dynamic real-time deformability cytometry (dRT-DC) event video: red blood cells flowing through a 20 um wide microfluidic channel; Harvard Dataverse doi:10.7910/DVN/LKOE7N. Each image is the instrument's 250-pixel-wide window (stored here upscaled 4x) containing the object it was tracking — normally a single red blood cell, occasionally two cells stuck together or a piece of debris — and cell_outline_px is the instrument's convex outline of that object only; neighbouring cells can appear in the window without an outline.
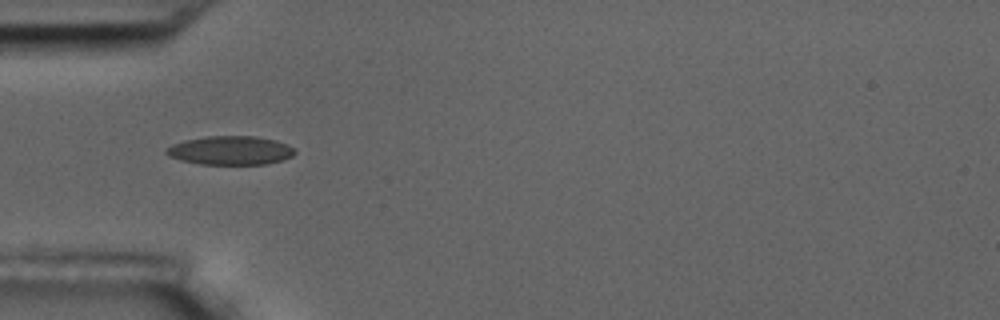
{"species": "common noctule bat (a hibernating species)", "species_latin": "Nyctalus noctula", "temperature_condition": "room temperature", "stored_images_in_passage": 25, "camera_frame_rate_fps": 3000, "um_per_image_px": 0.085, "animal": {"sex": "male", "body_mass_g": 17.5, "forearm_length_mm": 52.3}, "frame": {"image": 1, "passage_image": 4, "time_ms": 1.0, "image_size_px": [1000, 320], "cell_outline_px": [[296, 152], [292, 156], [268, 164], [200, 164], [180, 160], [168, 156], [164, 152], [172, 144], [184, 140], [204, 136], [256, 136], [276, 140], [292, 148]], "centroid_in_image_um": [19.54, 12.78], "position_along_channel_um": 65.5, "area_um2": 21.5}}